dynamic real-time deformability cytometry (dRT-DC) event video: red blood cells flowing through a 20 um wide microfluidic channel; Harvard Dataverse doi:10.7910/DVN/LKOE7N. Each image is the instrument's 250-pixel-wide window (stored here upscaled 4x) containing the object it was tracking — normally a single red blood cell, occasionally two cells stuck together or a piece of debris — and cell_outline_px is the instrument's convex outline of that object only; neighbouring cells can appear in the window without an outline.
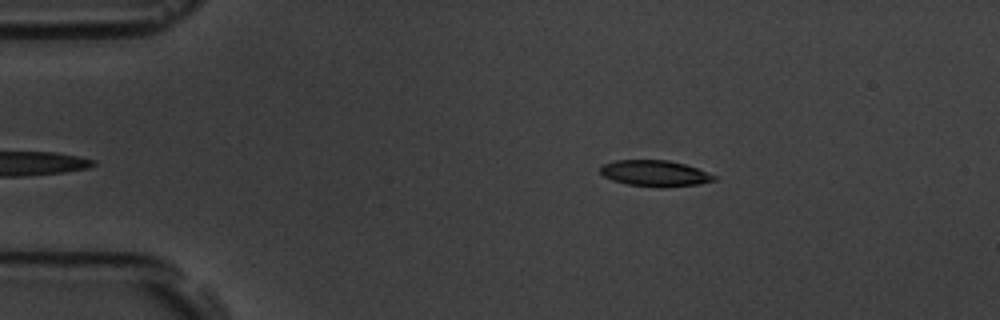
{"species": "common noctule bat (a hibernating species)", "species_latin": "Nyctalus noctula", "temperature_condition": "room temperature", "stored_images_in_passage": 3, "camera_frame_rate_fps": 3000, "um_per_image_px": 0.085, "animal": {"sex": "male", "body_mass_g": 19.5, "forearm_length_mm": 54.6}, "frame": {"image": 1, "passage_image": 1, "time_ms": 0.0, "image_size_px": [1000, 320], "cell_outline_px": [[716, 180], [700, 184], [660, 188], [628, 184], [612, 180], [604, 176], [600, 172], [600, 168], [604, 164], [616, 160], [668, 160], [684, 164], [696, 168], [716, 176]], "centroid_in_image_um": [55.67, 14.74], "position_along_channel_um": 29.3, "area_um2": 17.22}}
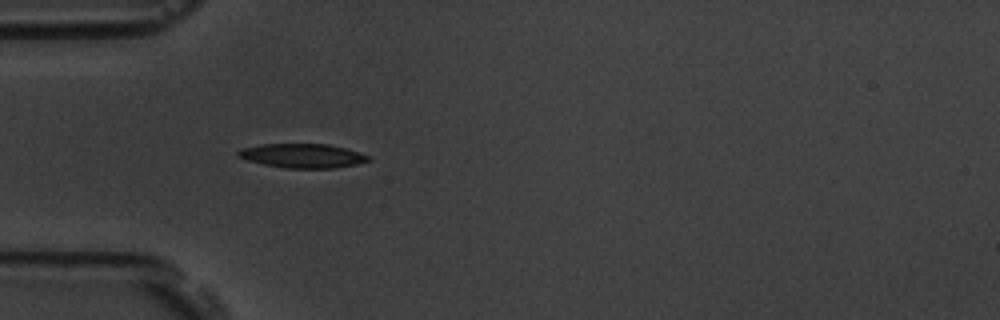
{"frame": {"image": 2, "passage_image": 3, "time_ms": 2.333, "image_size_px": [1000, 320], "cell_outline_px": [[372, 160], [356, 164], [336, 168], [284, 168], [264, 164], [248, 160], [236, 156], [236, 152], [240, 148], [260, 144], [328, 144], [360, 152], [368, 156]], "centroid_in_image_um": [25.69, 13.24], "position_along_channel_um": 59.3, "area_um2": 18.38}}